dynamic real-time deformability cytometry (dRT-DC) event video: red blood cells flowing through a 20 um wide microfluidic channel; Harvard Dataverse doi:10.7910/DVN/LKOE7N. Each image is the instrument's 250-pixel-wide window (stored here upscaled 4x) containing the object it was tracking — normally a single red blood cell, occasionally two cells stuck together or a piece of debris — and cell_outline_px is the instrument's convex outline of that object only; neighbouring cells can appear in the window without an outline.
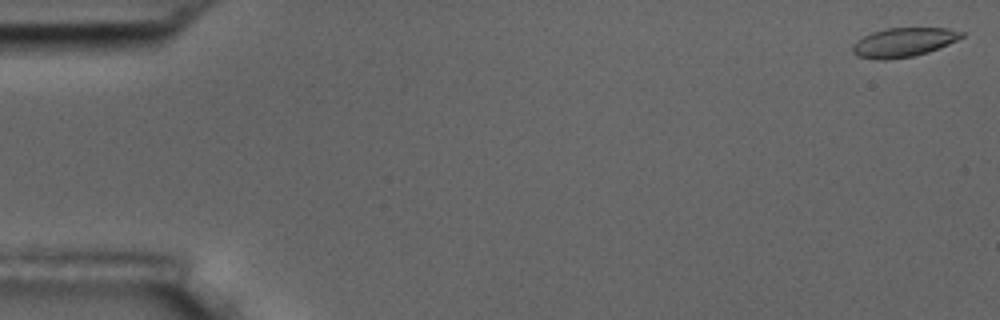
{"species": "common noctule bat (a hibernating species)", "species_latin": "Nyctalus noctula", "temperature_condition": "room temperature", "stored_images_in_passage": 5, "camera_frame_rate_fps": 3000, "um_per_image_px": 0.085, "animal": {"sex": "male", "body_mass_g": 17.5, "forearm_length_mm": 52.3}, "frame": {"image": 1, "passage_image": 1, "time_ms": 0.0, "image_size_px": [1000, 320], "cell_outline_px": [[964, 36], [948, 44], [928, 52], [912, 56], [884, 60], [880, 60], [856, 56], [852, 52], [852, 44], [856, 40], [872, 32], [888, 28], [948, 28], [964, 32]], "centroid_in_image_um": [76.77, 3.59], "position_along_channel_um": 8.2, "area_um2": 18.44}}
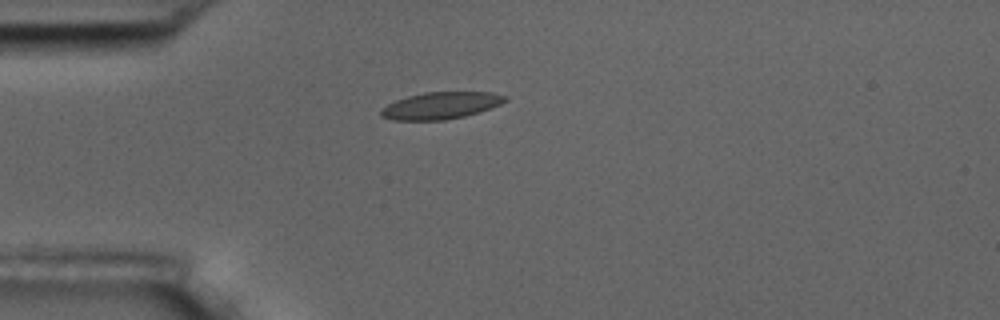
{"frame": {"image": 2, "passage_image": 5, "time_ms": 4.667, "image_size_px": [1000, 320], "cell_outline_px": [[508, 100], [500, 104], [480, 112], [464, 116], [444, 120], [392, 120], [380, 116], [380, 112], [388, 104], [396, 100], [408, 96], [424, 92], [492, 92], [508, 96]], "centroid_in_image_um": [37.5, 8.97], "position_along_channel_um": 47.5, "area_um2": 19.48}}